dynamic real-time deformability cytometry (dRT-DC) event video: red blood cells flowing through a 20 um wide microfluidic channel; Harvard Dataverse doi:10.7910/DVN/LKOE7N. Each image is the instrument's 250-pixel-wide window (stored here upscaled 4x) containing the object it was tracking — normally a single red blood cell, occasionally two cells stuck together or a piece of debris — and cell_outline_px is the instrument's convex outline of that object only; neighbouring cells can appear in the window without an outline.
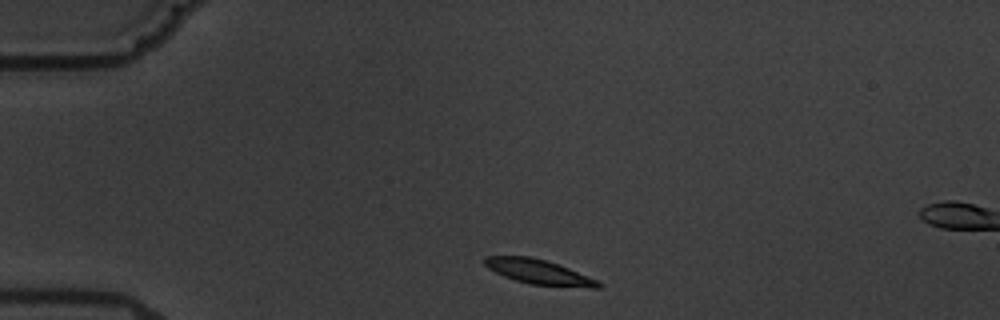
{"species": "common noctule bat (a hibernating species)", "species_latin": "Nyctalus noctula", "temperature_condition": "warm", "stored_images_in_passage": 3, "camera_frame_rate_fps": 3000, "um_per_image_px": 0.085, "animal": {"sex": "male", "body_mass_g": 19.5, "forearm_length_mm": 54.6}, "frame": {"image": 1, "passage_image": 1, "time_ms": 0.0, "image_size_px": [1000, 320], "cell_outline_px": [[604, 288], [592, 288], [528, 284], [504, 276], [488, 268], [484, 264], [484, 256], [528, 256], [544, 260], [568, 268], [596, 280], [604, 284]], "centroid_in_image_um": [45.8, 23.12], "position_along_channel_um": 39.2, "area_um2": 16.18}}